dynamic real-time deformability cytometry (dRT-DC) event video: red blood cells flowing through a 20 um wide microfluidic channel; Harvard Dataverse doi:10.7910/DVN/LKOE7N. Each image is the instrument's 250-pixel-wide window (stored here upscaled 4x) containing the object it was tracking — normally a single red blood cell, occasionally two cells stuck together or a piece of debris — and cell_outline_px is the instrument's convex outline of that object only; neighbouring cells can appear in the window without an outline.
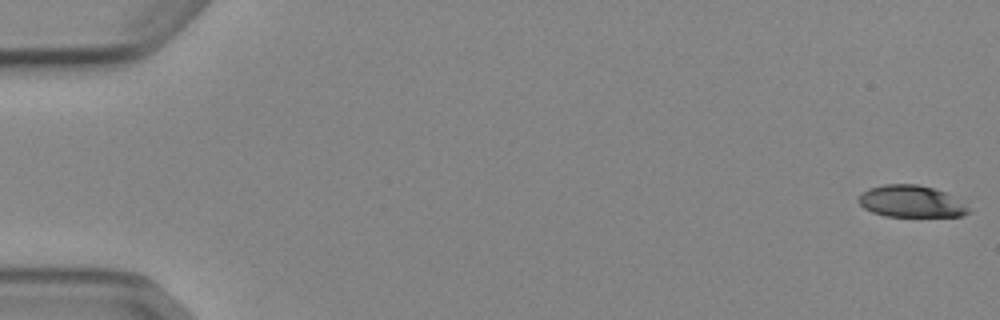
{"species": "Egyptian fruit bat (a non-hibernating species)", "species_latin": "Rousettus aegyptiacus", "temperature_condition": "cold", "stored_images_in_passage": 53, "camera_frame_rate_fps": 3000, "um_per_image_px": 0.085, "animal": {"sex": "female"}, "frame": {"image": 1, "passage_image": 1, "time_ms": 0.0, "image_size_px": [1000, 320], "cell_outline_px": [[968, 212], [960, 216], [884, 216], [872, 212], [864, 208], [860, 204], [860, 196], [868, 188], [884, 184], [916, 184], [932, 188], [944, 192], [964, 204], [968, 208]], "centroid_in_image_um": [77.4, 17.12], "position_along_channel_um": 7.6, "area_um2": 19.94}}
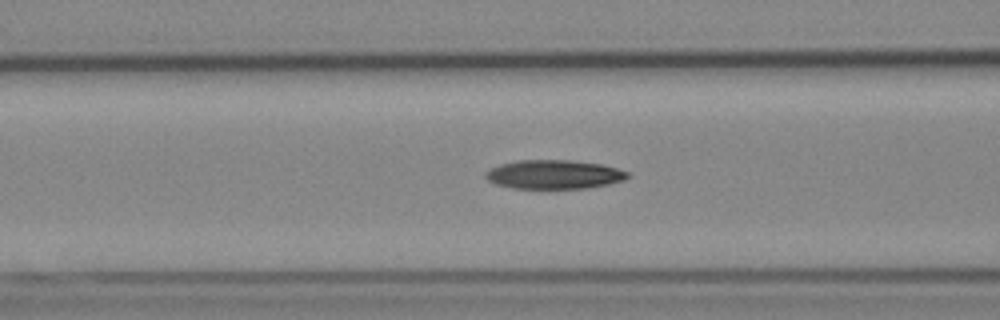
{"frame": {"image": 2, "passage_image": 22, "time_ms": 7.0, "image_size_px": [1000, 320], "cell_outline_px": [[632, 176], [624, 180], [608, 184], [584, 188], [512, 188], [496, 184], [488, 180], [484, 176], [484, 172], [500, 164], [516, 160], [572, 160], [600, 164], [616, 168], [628, 172]], "centroid_in_image_um": [47.08, 14.82], "position_along_channel_um": 119.5, "area_um2": 23.93}}
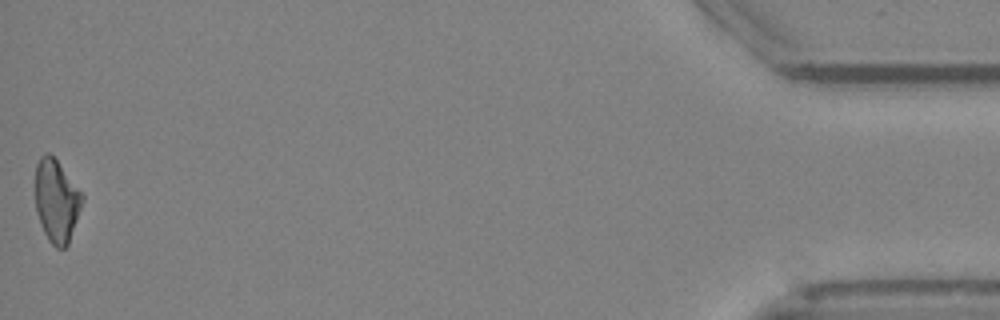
{"frame": {"image": 3, "passage_image": 53, "time_ms": 17.333, "image_size_px": [1000, 320], "cell_outline_px": [[84, 200], [68, 244], [64, 248], [56, 248], [48, 240], [40, 224], [36, 212], [36, 164], [40, 156], [44, 152], [48, 152], [56, 160], [84, 196]], "centroid_in_image_um": [4.8, 17.09], "position_along_channel_um": 430.4, "area_um2": 22.43}, "authors_computed_cell_mechanics": {"area_um2": 23.2356, "velocity_mm_per_s": 3.8945, "shape_relaxation_time_tau1_ms": null, "shape_relaxation_time_tau2_ms": 8.4549, "deformation_change_tau1": null, "deformation_change_tau2": 0.1914}}